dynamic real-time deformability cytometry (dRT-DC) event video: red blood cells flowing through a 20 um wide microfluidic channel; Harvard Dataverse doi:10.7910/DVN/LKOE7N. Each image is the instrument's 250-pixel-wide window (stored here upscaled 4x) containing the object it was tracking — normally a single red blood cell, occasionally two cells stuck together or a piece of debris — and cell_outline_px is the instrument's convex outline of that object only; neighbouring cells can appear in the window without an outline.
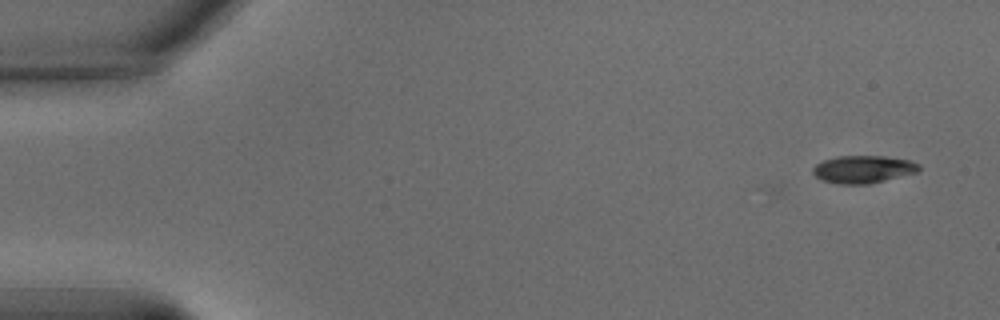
{"species": "common noctule bat (a hibernating species)", "species_latin": "Nyctalus noctula", "temperature_condition": "warm", "stored_images_in_passage": 5, "camera_frame_rate_fps": 3000, "um_per_image_px": 0.085, "animal": {"sex": "male", "body_mass_g": 15.6}, "frame": {"image": 1, "passage_image": 5, "time_ms": 1.333, "image_size_px": [1000, 320], "cell_outline_px": [[920, 172], [868, 184], [836, 184], [820, 180], [812, 172], [812, 168], [816, 164], [824, 160], [836, 156], [884, 156], [908, 160], [920, 164]], "centroid_in_image_um": [73.37, 14.39], "position_along_channel_um": 11.6, "area_um2": 17.22}}